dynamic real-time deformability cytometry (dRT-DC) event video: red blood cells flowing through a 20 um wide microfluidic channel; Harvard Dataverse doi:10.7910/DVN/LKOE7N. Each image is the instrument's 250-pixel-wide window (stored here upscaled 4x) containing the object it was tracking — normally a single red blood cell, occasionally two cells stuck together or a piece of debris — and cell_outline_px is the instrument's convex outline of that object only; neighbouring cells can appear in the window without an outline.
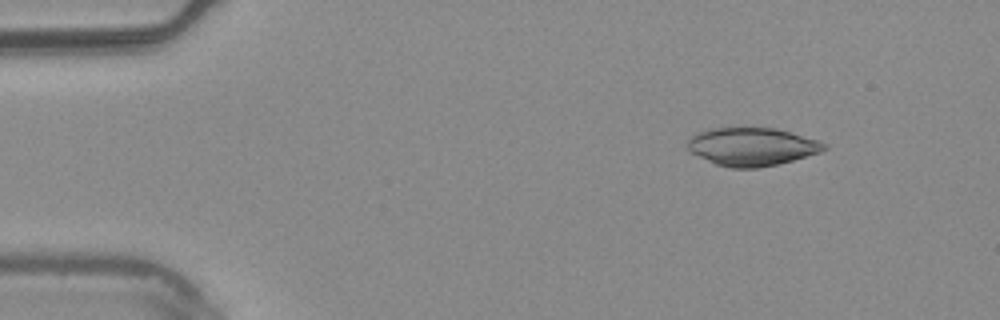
{"species": "common noctule bat (a hibernating species)", "species_latin": "Nyctalus noctula", "temperature_condition": "warm", "stored_images_in_passage": 4, "camera_frame_rate_fps": 3000, "um_per_image_px": 0.085, "animal": {"sex": "male", "body_mass_g": 20.4}, "frame": {"image": 1, "passage_image": 1, "time_ms": 0.0, "image_size_px": [1000, 320], "cell_outline_px": [[828, 148], [820, 152], [792, 160], [776, 164], [756, 168], [732, 168], [716, 164], [688, 152], [688, 140], [692, 136], [708, 128], [776, 128], [792, 132], [828, 144]], "centroid_in_image_um": [63.9, 12.46], "position_along_channel_um": 21.1, "area_um2": 30.17}}